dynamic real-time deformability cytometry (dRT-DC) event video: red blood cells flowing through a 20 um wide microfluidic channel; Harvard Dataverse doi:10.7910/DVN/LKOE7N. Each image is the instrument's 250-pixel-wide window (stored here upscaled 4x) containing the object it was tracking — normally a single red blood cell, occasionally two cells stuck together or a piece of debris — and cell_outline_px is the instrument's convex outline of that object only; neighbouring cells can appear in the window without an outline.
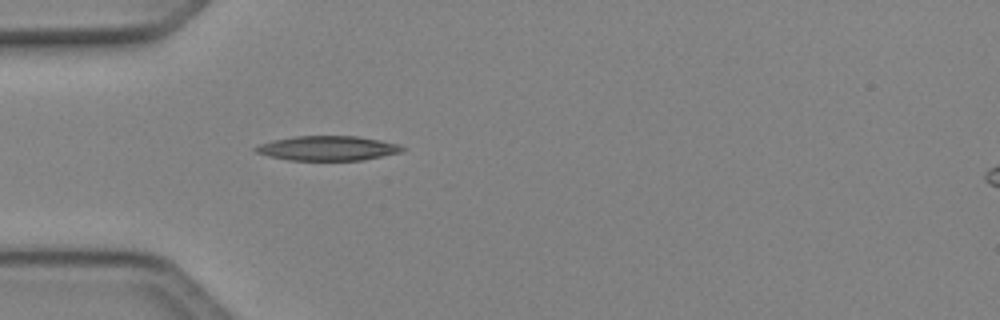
{"species": "Egyptian fruit bat (a non-hibernating species)", "species_latin": "Rousettus aegyptiacus", "temperature_condition": "cold", "stored_images_in_passage": 36, "camera_frame_rate_fps": 3000, "um_per_image_px": 0.085, "animal": {"sex": "female"}, "frame": {"image": 1, "passage_image": 4, "time_ms": 1.0, "image_size_px": [1000, 320], "cell_outline_px": [[408, 148], [400, 152], [364, 160], [288, 160], [268, 156], [256, 152], [252, 148], [260, 144], [272, 140], [292, 136], [356, 136], [380, 140], [400, 144]], "centroid_in_image_um": [27.85, 12.59], "position_along_channel_um": 57.1, "area_um2": 21.15}}
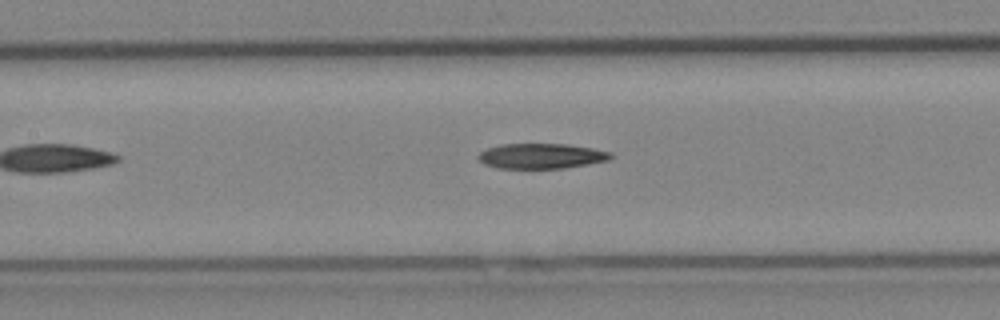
{"frame": {"image": 2, "passage_image": 12, "time_ms": 3.667, "image_size_px": [1000, 320], "cell_outline_px": [[616, 156], [608, 160], [588, 164], [564, 168], [496, 168], [484, 164], [476, 156], [480, 152], [488, 148], [500, 144], [568, 144], [592, 148], [612, 152]], "centroid_in_image_um": [46.03, 13.26], "position_along_channel_um": 161.4, "area_um2": 19.54}}
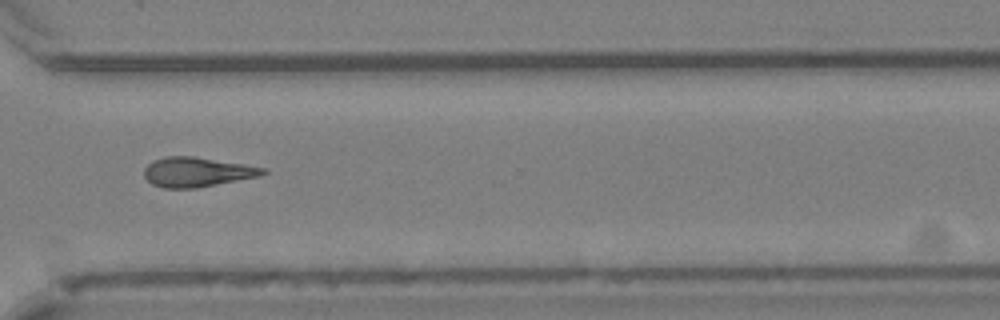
{"frame": {"image": 3, "passage_image": 26, "time_ms": 8.333, "image_size_px": [1000, 320], "cell_outline_px": [[268, 172], [260, 176], [196, 188], [164, 188], [152, 184], [144, 176], [144, 168], [152, 160], [164, 156], [192, 156], [244, 164], [264, 168]], "centroid_in_image_um": [16.71, 14.62], "position_along_channel_um": 353.9, "area_um2": 20.46}, "authors_computed_cell_mechanics": {"area_um2": 20.23, "velocity_mm_per_s": 4.1391, "shape_relaxation_time_tau1_ms": 8.8008, "shape_relaxation_time_tau2_ms": null, "deformation_change_tau1": 0.1915, "deformation_change_tau2": null}}